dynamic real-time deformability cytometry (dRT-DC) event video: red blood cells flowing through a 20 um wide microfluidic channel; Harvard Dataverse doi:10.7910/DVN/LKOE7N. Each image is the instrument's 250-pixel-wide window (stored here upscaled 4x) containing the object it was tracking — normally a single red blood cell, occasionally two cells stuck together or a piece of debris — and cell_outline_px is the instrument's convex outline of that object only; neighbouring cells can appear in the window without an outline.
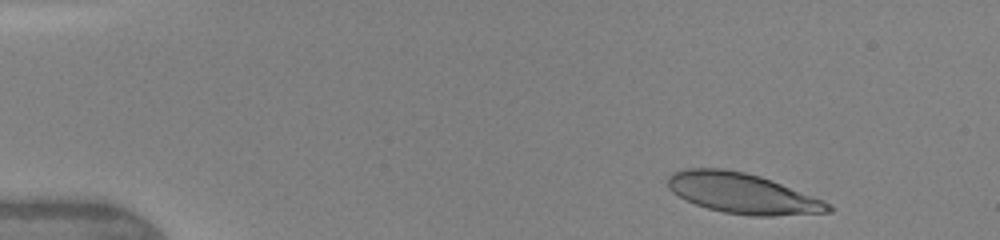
{"species": "human", "species_latin": "Homo sapiens", "temperature_condition": "warm", "stored_images_in_passage": 4, "camera_frame_rate_fps": 3000, "um_per_image_px": 0.085, "donor": {"sex": "female"}, "frame": {"image": 1, "passage_image": 1, "time_ms": 0.0, "image_size_px": [1000, 240], "cell_outline_px": [[832, 212], [772, 216], [752, 216], [724, 212], [708, 208], [684, 200], [672, 192], [668, 188], [668, 176], [672, 172], [684, 168], [724, 168], [744, 172], [760, 176], [772, 180], [824, 200], [832, 204]], "centroid_in_image_um": [63.1, 16.43], "position_along_channel_um": 21.9, "area_um2": 37.92}}